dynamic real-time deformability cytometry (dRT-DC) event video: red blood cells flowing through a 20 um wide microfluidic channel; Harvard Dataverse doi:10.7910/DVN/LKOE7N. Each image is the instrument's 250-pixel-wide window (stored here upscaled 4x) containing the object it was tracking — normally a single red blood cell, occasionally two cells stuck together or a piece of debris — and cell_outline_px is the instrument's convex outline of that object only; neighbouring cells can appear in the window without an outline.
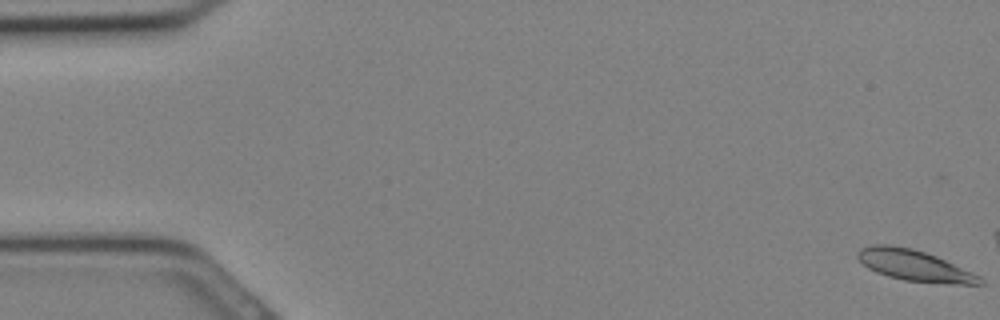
{"species": "Egyptian fruit bat (a non-hibernating species)", "species_latin": "Rousettus aegyptiacus", "temperature_condition": "cold", "stored_images_in_passage": 6, "camera_frame_rate_fps": 3000, "um_per_image_px": 0.085, "animal": {"sex": "female"}, "frame": {"image": 1, "passage_image": 1, "time_ms": 0.0, "image_size_px": [1000, 320], "cell_outline_px": [[984, 284], [956, 284], [904, 280], [888, 276], [876, 272], [868, 268], [856, 256], [856, 252], [860, 248], [872, 244], [892, 244], [912, 248], [936, 256], [980, 276], [984, 280]], "centroid_in_image_um": [77.68, 22.55], "position_along_channel_um": 7.3, "area_um2": 21.96}}